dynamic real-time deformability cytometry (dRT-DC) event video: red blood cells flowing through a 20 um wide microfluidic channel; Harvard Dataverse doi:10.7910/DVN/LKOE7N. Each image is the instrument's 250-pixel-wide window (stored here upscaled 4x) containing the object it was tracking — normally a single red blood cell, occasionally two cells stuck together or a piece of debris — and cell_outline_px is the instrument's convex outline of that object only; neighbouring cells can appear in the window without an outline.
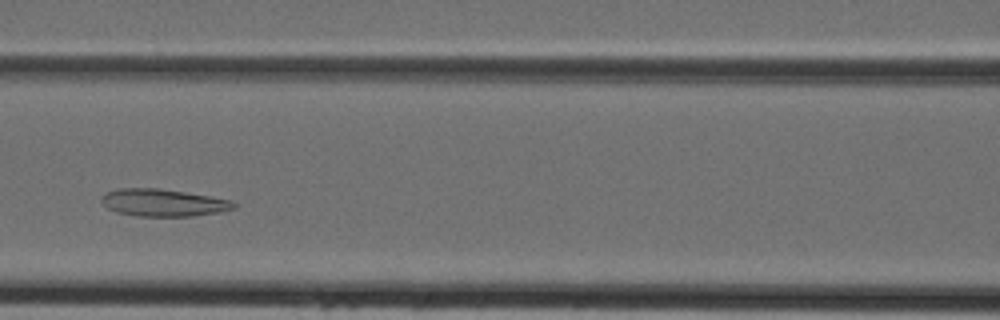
{"species": "Egyptian fruit bat (a non-hibernating species)", "species_latin": "Rousettus aegyptiacus", "temperature_condition": "cold", "stored_images_in_passage": 39, "camera_frame_rate_fps": 3000, "um_per_image_px": 0.085, "animal": {"sex": "female"}, "frame": {"image": 1, "passage_image": 13, "time_ms": 4.0, "image_size_px": [1000, 320], "cell_outline_px": [[236, 208], [220, 212], [192, 216], [136, 216], [116, 212], [108, 208], [100, 200], [100, 196], [104, 192], [116, 188], [160, 188], [232, 200], [236, 204]], "centroid_in_image_um": [13.83, 17.22], "position_along_channel_um": 152.8, "area_um2": 21.21}}
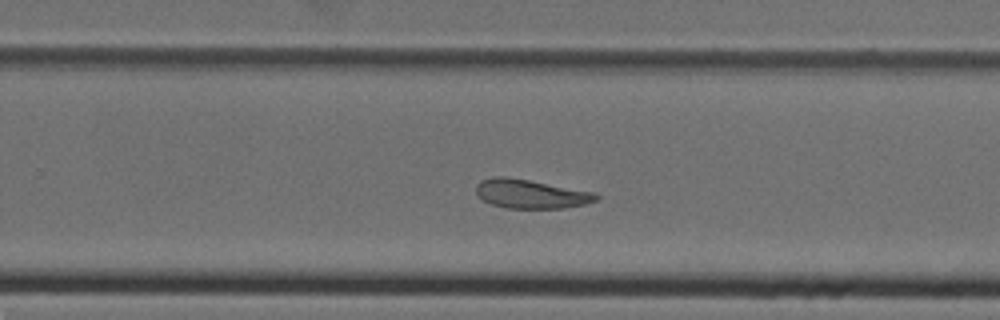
{"frame": {"image": 2, "passage_image": 22, "time_ms": 7.0, "image_size_px": [1000, 320], "cell_outline_px": [[600, 196], [596, 200], [584, 204], [564, 208], [504, 208], [492, 204], [484, 200], [476, 192], [476, 184], [480, 180], [496, 176], [504, 176], [528, 180], [596, 192]], "centroid_in_image_um": [45.12, 16.48], "position_along_channel_um": 284.7, "area_um2": 20.17}}
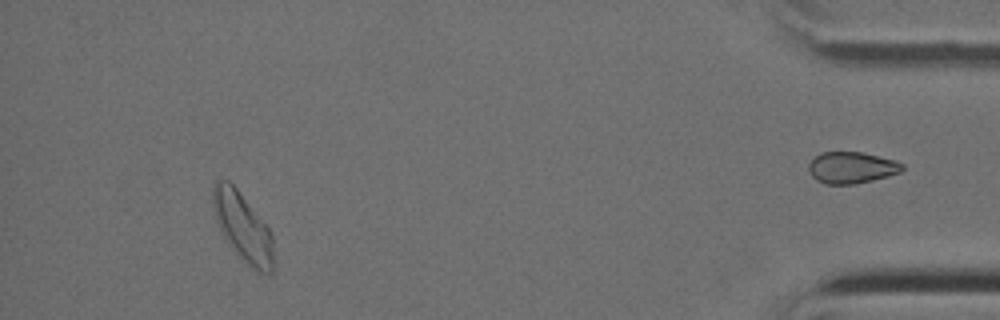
{"frame": {"image": 3, "passage_image": 35, "time_ms": 11.333, "image_size_px": [1000, 320], "cell_outline_px": [[272, 272], [260, 276], [248, 268], [228, 244], [216, 220], [212, 208], [212, 188], [216, 180], [228, 180], [236, 188], [272, 232]], "centroid_in_image_um": [20.62, 19.36], "position_along_channel_um": 414.6, "area_um2": 24.45}}